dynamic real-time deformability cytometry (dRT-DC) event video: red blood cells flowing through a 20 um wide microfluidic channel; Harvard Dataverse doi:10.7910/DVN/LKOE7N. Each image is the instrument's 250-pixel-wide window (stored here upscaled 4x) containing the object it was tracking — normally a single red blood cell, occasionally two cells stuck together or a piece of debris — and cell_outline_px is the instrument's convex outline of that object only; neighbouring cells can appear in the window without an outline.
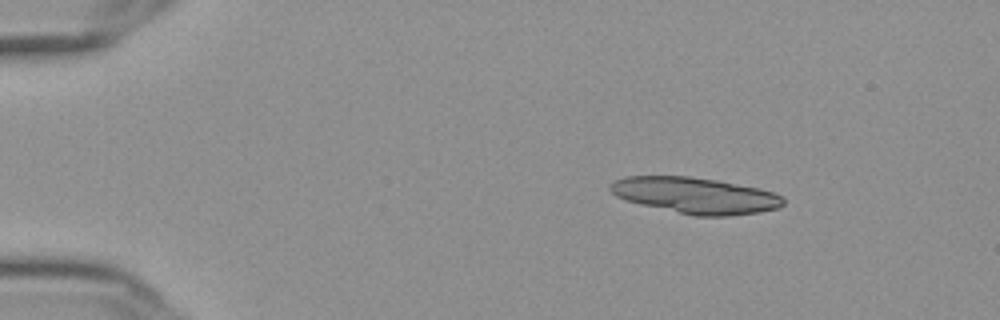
{"species": "Egyptian fruit bat (a non-hibernating species)", "species_latin": "Rousettus aegyptiacus", "temperature_condition": "cold", "stored_images_in_passage": 33, "segment_of_instrument_passage": [1, 2], "camera_frame_rate_fps": 3000, "um_per_image_px": 0.085, "frame": {"image": 1, "passage_image": 1, "time_ms": 0.0, "image_size_px": [1000, 320], "cell_outline_px": [[784, 204], [780, 208], [756, 212], [728, 216], [696, 216], [640, 204], [616, 196], [608, 188], [608, 184], [624, 176], [688, 176], [716, 180], [756, 188], [772, 192], [784, 196]], "centroid_in_image_um": [59.09, 16.61], "position_along_channel_um": 25.9, "area_um2": 36.18}}